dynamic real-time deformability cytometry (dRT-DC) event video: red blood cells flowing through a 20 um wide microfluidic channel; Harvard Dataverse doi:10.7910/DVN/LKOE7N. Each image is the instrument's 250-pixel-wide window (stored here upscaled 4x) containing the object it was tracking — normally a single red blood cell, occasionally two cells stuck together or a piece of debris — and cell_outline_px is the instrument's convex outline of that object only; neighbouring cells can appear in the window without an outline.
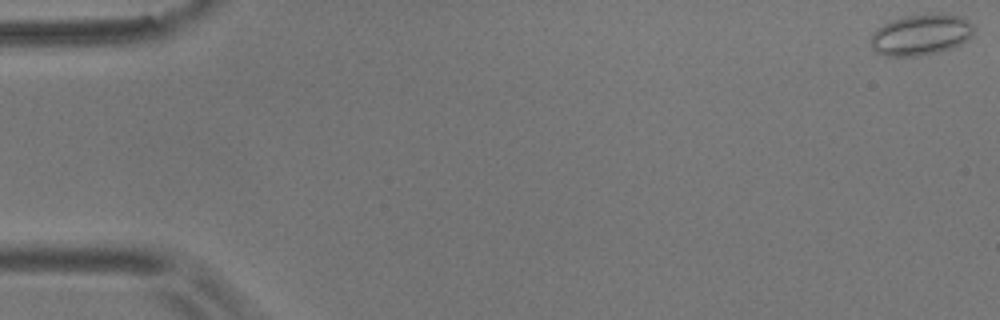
{"species": "common noctule bat (a hibernating species)", "species_latin": "Nyctalus noctula", "temperature_condition": "room temperature", "stored_images_in_passage": 14, "camera_frame_rate_fps": 3000, "um_per_image_px": 0.085, "animal": {"sex": "male", "body_mass_g": 17.9}, "frame": {"image": 1, "passage_image": 1, "time_ms": 0.0, "image_size_px": [1000, 320], "cell_outline_px": [[972, 36], [960, 44], [952, 48], [920, 56], [884, 56], [876, 52], [872, 48], [868, 40], [872, 32], [876, 28], [892, 20], [904, 16], [940, 12], [944, 12], [960, 16], [968, 20], [972, 24]], "centroid_in_image_um": [78.24, 2.94], "position_along_channel_um": 6.8, "area_um2": 25.03}}